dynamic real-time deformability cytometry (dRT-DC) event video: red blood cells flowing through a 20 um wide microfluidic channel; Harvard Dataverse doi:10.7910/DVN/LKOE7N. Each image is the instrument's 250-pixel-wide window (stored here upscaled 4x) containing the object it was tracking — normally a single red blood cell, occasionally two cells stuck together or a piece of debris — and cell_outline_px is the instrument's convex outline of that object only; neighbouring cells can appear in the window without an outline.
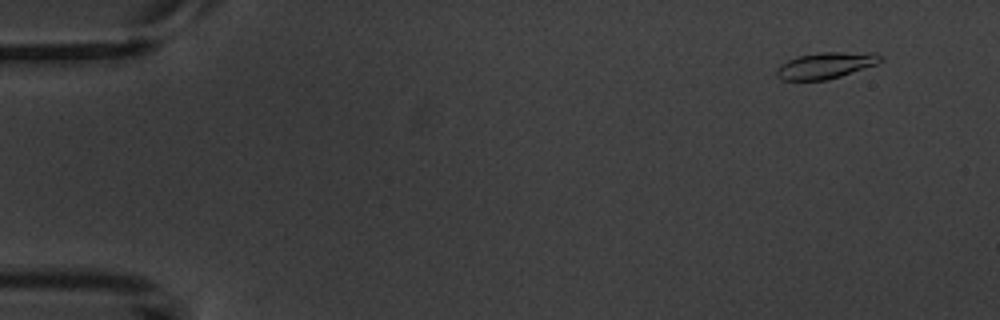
{"species": "common noctule bat (a hibernating species)", "species_latin": "Nyctalus noctula", "temperature_condition": "warm", "stored_images_in_passage": 7, "camera_frame_rate_fps": 3000, "um_per_image_px": 0.085, "animal": {"sex": "male", "body_mass_g": 20.1, "forearm_length_mm": 53.5}, "frame": {"image": 1, "passage_image": 1, "time_ms": 0.0, "image_size_px": [1000, 320], "cell_outline_px": [[884, 56], [876, 64], [828, 80], [784, 80], [776, 72], [776, 68], [780, 64], [796, 56], [820, 52], [876, 52]], "centroid_in_image_um": [70.2, 5.54], "position_along_channel_um": 14.8, "area_um2": 15.9}}
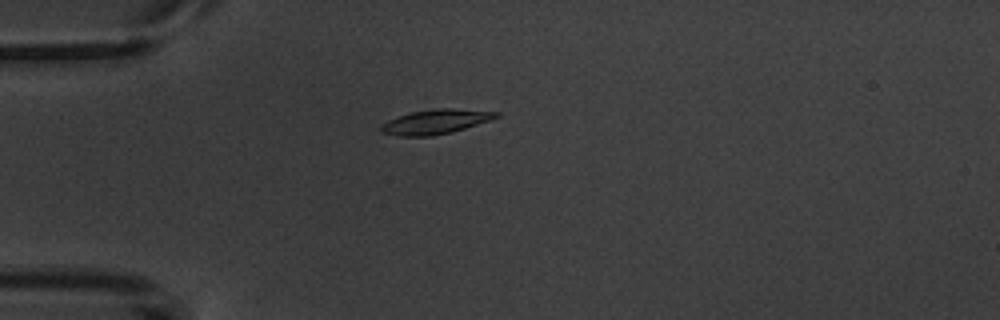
{"frame": {"image": 2, "passage_image": 4, "time_ms": 3.667, "image_size_px": [1000, 320], "cell_outline_px": [[500, 116], [492, 120], [452, 132], [432, 136], [396, 136], [380, 132], [380, 124], [388, 120], [412, 112], [436, 108], [452, 108], [500, 112]], "centroid_in_image_um": [37.04, 10.35], "position_along_channel_um": 48.0, "area_um2": 16.59}}
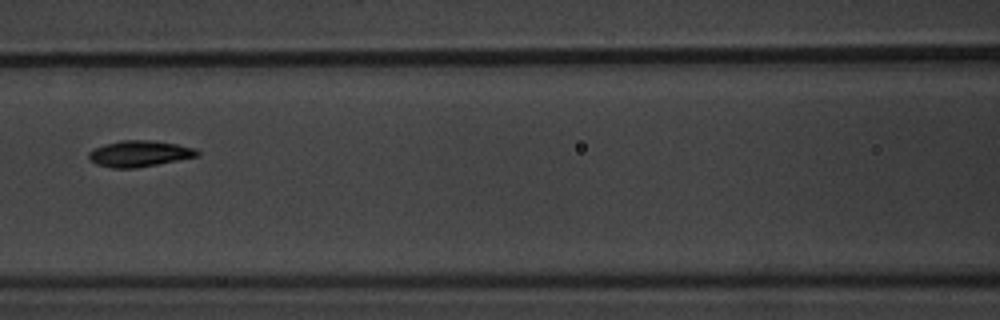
{"frame": {"image": 3, "passage_image": 7, "time_ms": 7.0, "image_size_px": [1000, 320], "cell_outline_px": [[200, 156], [136, 168], [112, 168], [96, 164], [88, 156], [88, 152], [92, 148], [104, 144], [120, 140], [152, 140], [176, 144], [196, 148], [200, 152]], "centroid_in_image_um": [11.86, 13.05], "position_along_channel_um": 154.7, "area_um2": 16.65}}